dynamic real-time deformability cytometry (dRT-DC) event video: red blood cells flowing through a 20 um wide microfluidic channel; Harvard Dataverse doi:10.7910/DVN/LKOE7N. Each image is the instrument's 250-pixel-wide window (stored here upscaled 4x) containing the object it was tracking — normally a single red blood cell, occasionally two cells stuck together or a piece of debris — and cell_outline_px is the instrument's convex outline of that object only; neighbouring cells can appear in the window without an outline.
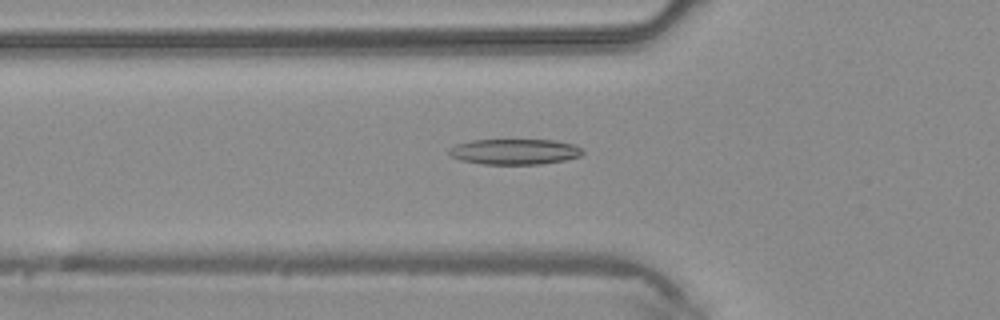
{"species": "common noctule bat (a hibernating species)", "species_latin": "Nyctalus noctula", "temperature_condition": "warm", "stored_images_in_passage": 40, "camera_frame_rate_fps": 3000, "um_per_image_px": 0.085, "animal": {"sex": "male", "body_mass_g": 20.4}, "frame": {"image": 1, "passage_image": 12, "time_ms": 3.667, "image_size_px": [1000, 320], "cell_outline_px": [[584, 152], [580, 156], [564, 160], [540, 164], [484, 164], [460, 160], [452, 156], [448, 152], [456, 144], [472, 140], [552, 140], [572, 144], [580, 148]], "centroid_in_image_um": [43.74, 12.89], "position_along_channel_um": 82.1, "area_um2": 19.65}}
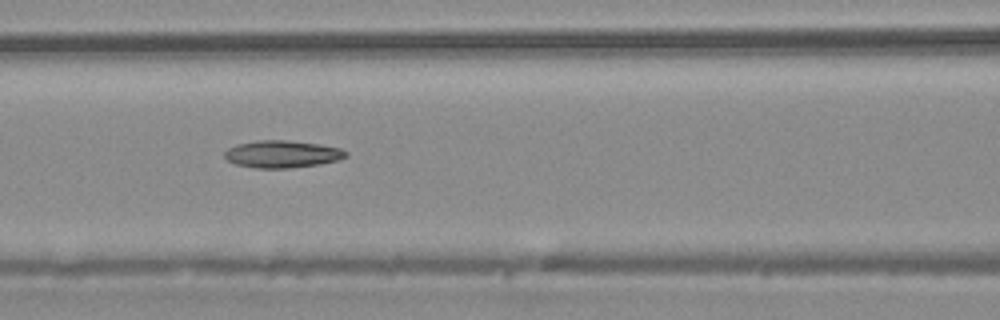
{"frame": {"image": 2, "passage_image": 16, "time_ms": 5.0, "image_size_px": [1000, 320], "cell_outline_px": [[348, 156], [340, 160], [320, 164], [288, 168], [256, 168], [236, 164], [228, 160], [224, 156], [224, 152], [228, 148], [236, 144], [256, 140], [288, 140], [320, 144], [340, 148], [348, 152]], "centroid_in_image_um": [24.01, 13.09], "position_along_channel_um": 142.6, "area_um2": 19.42}}
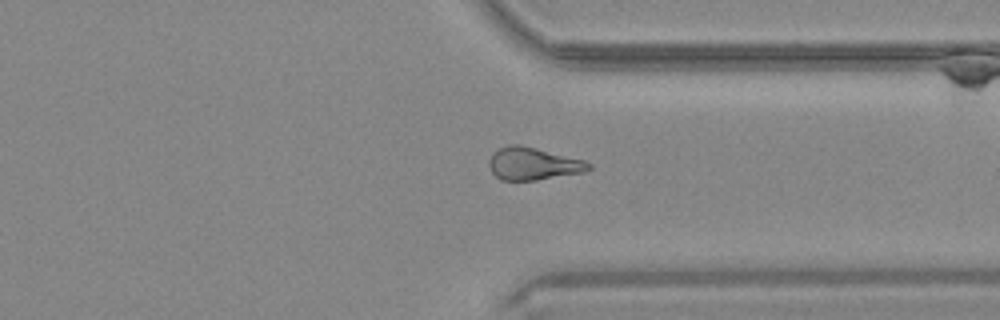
{"frame": {"image": 3, "passage_image": 31, "time_ms": 10.0, "image_size_px": [1000, 320], "cell_outline_px": [[592, 168], [584, 172], [536, 180], [500, 180], [492, 172], [488, 164], [488, 160], [492, 152], [496, 148], [508, 144], [520, 144], [584, 160], [592, 164]], "centroid_in_image_um": [45.27, 13.9], "position_along_channel_um": 366.1, "area_um2": 19.07}}